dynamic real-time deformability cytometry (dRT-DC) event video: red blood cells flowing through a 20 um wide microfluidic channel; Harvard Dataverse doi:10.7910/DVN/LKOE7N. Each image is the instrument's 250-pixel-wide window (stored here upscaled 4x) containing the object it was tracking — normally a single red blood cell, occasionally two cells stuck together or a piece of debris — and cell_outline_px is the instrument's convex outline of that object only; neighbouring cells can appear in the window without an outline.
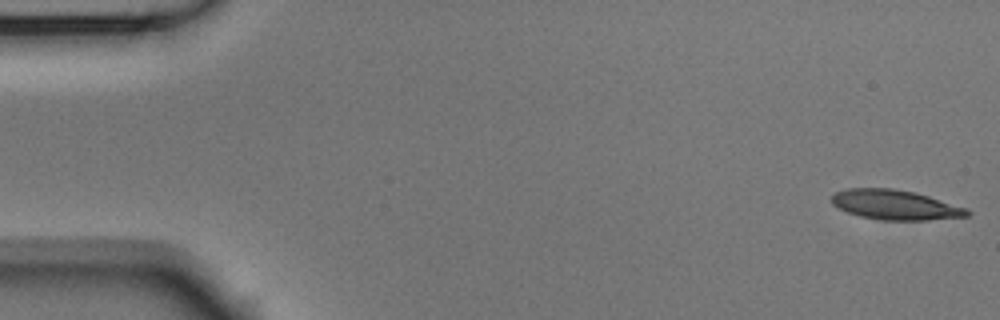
{"species": "Egyptian fruit bat (a non-hibernating species)", "species_latin": "Rousettus aegyptiacus", "temperature_condition": "room temperature", "stored_images_in_passage": 55, "segment_of_instrument_passage": [1, 2], "camera_frame_rate_fps": 3000, "um_per_image_px": 0.085, "animal": {"sex": "male"}, "frame": {"image": 1, "passage_image": 1, "time_ms": 0.0, "image_size_px": [1000, 320], "cell_outline_px": [[972, 212], [968, 216], [928, 220], [884, 220], [860, 216], [848, 212], [832, 204], [832, 196], [836, 192], [848, 188], [892, 188], [916, 192], [968, 208]], "centroid_in_image_um": [76.14, 17.41], "position_along_channel_um": 8.9, "area_um2": 23.52}}
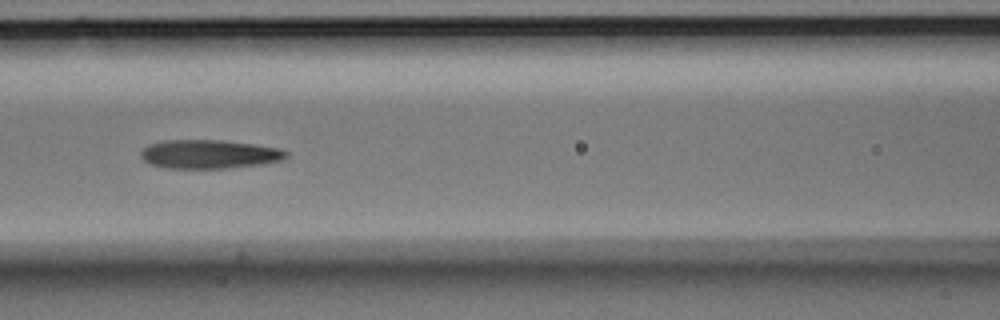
{"frame": {"image": 2, "passage_image": 23, "time_ms": 7.333, "image_size_px": [1000, 320], "cell_outline_px": [[288, 156], [280, 160], [256, 164], [228, 168], [168, 168], [152, 164], [144, 160], [140, 156], [140, 152], [148, 144], [164, 140], [224, 140], [280, 148], [288, 152]], "centroid_in_image_um": [17.75, 13.09], "position_along_channel_um": 148.8, "area_um2": 24.16}}
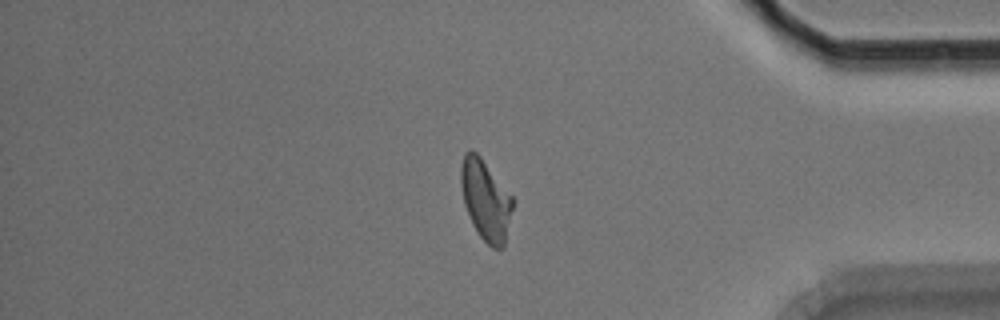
{"frame": {"image": 3, "passage_image": 45, "time_ms": 14.667, "image_size_px": [1000, 320], "cell_outline_px": [[516, 200], [504, 248], [492, 248], [480, 236], [472, 224], [464, 204], [460, 184], [460, 164], [464, 152], [468, 148], [472, 148], [480, 156]], "centroid_in_image_um": [41.29, 16.97], "position_along_channel_um": 393.9, "area_um2": 24.91}}